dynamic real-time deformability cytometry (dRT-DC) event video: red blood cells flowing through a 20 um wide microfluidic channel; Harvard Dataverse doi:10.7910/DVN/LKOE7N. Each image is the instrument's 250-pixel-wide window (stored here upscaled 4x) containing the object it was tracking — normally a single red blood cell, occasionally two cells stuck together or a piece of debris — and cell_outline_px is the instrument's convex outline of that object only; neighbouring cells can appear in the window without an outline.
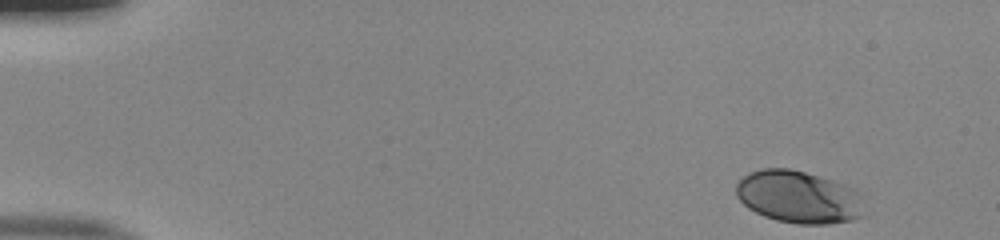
{"species": "human", "species_latin": "Homo sapiens", "temperature_condition": "room temperature", "stored_images_in_passage": 48, "camera_frame_rate_fps": 3000, "um_per_image_px": 0.085, "donor": {"sex": "male"}, "frame": {"image": 1, "passage_image": 1, "time_ms": 0.0, "image_size_px": [1000, 240], "cell_outline_px": [[864, 216], [852, 220], [828, 224], [796, 224], [776, 220], [764, 216], [748, 208], [736, 196], [736, 184], [748, 172], [760, 168], [788, 168], [804, 172], [832, 180], [856, 188], [860, 192]], "centroid_in_image_um": [67.89, 16.74], "position_along_channel_um": 17.1, "area_um2": 39.48}}
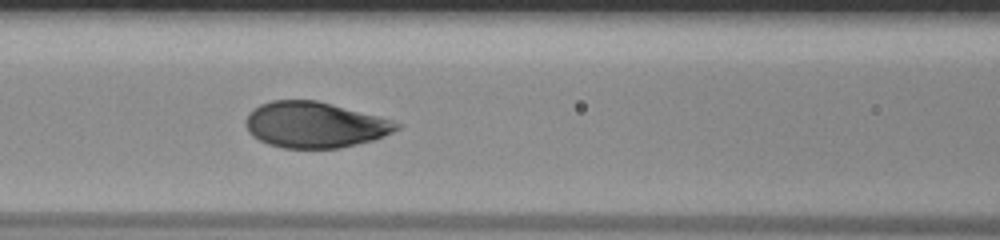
{"frame": {"image": 2, "passage_image": 20, "time_ms": 6.333, "image_size_px": [1000, 240], "cell_outline_px": [[404, 124], [400, 128], [384, 136], [372, 140], [340, 148], [284, 148], [268, 144], [252, 136], [248, 132], [244, 124], [244, 120], [248, 112], [252, 108], [260, 104], [272, 100], [316, 100], [392, 120]], "centroid_in_image_um": [26.71, 10.61], "position_along_channel_um": 139.9, "area_um2": 40.4}}
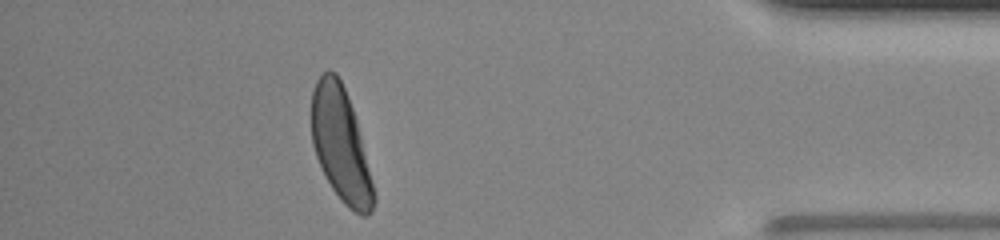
{"frame": {"image": 3, "passage_image": 43, "time_ms": 14.0, "image_size_px": [1000, 240], "cell_outline_px": [[376, 200], [372, 212], [368, 216], [360, 216], [348, 208], [344, 204], [332, 188], [316, 156], [312, 144], [312, 92], [316, 80], [328, 68], [336, 72], [348, 96], [356, 120], [376, 196]], "centroid_in_image_um": [28.97, 12.31], "position_along_channel_um": 406.2, "area_um2": 40.86}, "authors_computed_cell_mechanics": {"area_um2": 40.4022, "velocity_mm_per_s": 3.9836, "shape_relaxation_time_tau1_ms": 2.3385, "shape_relaxation_time_tau2_ms": null, "deformation_change_tau1": 0.1356, "deformation_change_tau2": null}}